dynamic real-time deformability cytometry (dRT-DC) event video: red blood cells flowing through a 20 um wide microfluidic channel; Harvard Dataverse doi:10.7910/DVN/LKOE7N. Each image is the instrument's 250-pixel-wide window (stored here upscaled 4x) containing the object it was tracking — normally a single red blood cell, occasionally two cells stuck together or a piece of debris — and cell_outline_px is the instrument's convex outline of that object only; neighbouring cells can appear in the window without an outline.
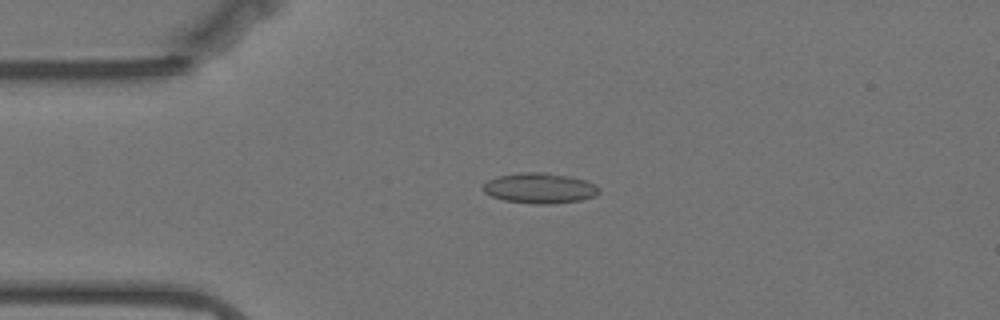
{"species": "Egyptian fruit bat (a non-hibernating species)", "species_latin": "Rousettus aegyptiacus", "temperature_condition": "warm", "stored_images_in_passage": 56, "camera_frame_rate_fps": 3000, "um_per_image_px": 0.085, "animal": {"sex": "female"}, "frame": {"image": 1, "passage_image": 12, "time_ms": 3.667, "image_size_px": [1000, 320], "cell_outline_px": [[600, 192], [596, 196], [580, 200], [552, 204], [536, 204], [504, 200], [492, 196], [484, 192], [480, 188], [488, 180], [496, 176], [520, 172], [548, 172], [584, 180], [600, 188]], "centroid_in_image_um": [45.84, 15.99], "position_along_channel_um": 39.2, "area_um2": 20.58}}
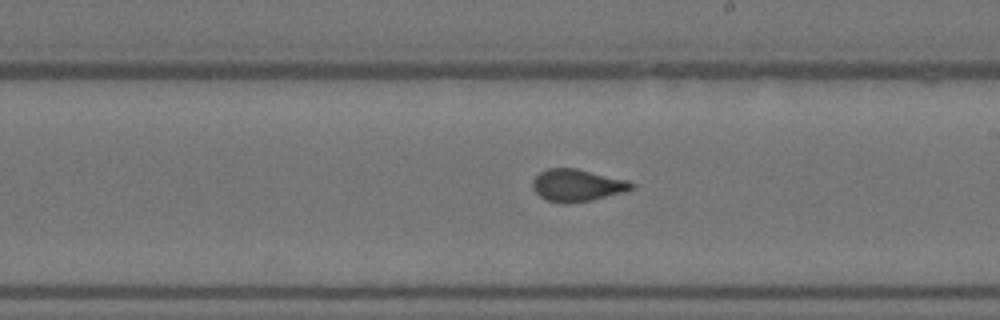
{"frame": {"image": 2, "passage_image": 31, "time_ms": 10.0, "image_size_px": [1000, 320], "cell_outline_px": [[636, 188], [624, 192], [592, 200], [564, 204], [548, 200], [540, 196], [532, 188], [532, 180], [540, 172], [548, 168], [576, 168], [628, 180], [636, 184]], "centroid_in_image_um": [49.08, 15.75], "position_along_channel_um": 239.9, "area_um2": 18.67}}
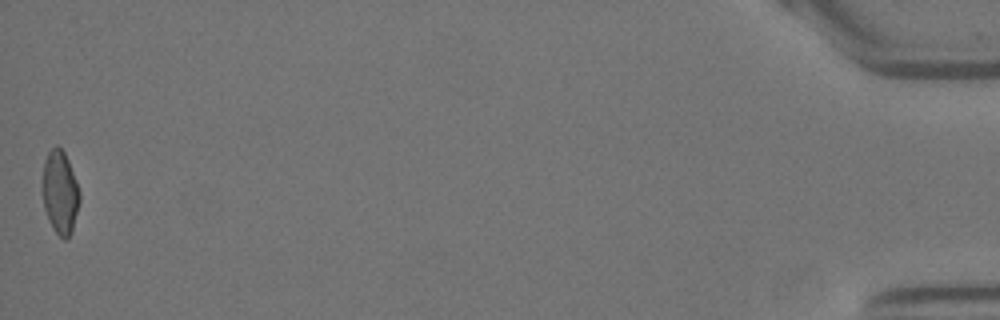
{"frame": {"image": 3, "passage_image": 56, "time_ms": 18.333, "image_size_px": [1000, 320], "cell_outline_px": [[80, 200], [72, 232], [68, 240], [64, 240], [56, 232], [48, 220], [44, 208], [44, 160], [48, 152], [56, 144], [64, 152], [68, 160], [76, 180], [80, 192]], "centroid_in_image_um": [5.13, 16.38], "position_along_channel_um": 430.1, "area_um2": 17.8}, "authors_computed_cell_mechanics": {"area_um2": 18.4382, "velocity_mm_per_s": 3.5145, "shape_relaxation_time_tau1_ms": null, "shape_relaxation_time_tau2_ms": 0.6105, "deformation_change_tau1": null, "deformation_change_tau2": 0.0489}}